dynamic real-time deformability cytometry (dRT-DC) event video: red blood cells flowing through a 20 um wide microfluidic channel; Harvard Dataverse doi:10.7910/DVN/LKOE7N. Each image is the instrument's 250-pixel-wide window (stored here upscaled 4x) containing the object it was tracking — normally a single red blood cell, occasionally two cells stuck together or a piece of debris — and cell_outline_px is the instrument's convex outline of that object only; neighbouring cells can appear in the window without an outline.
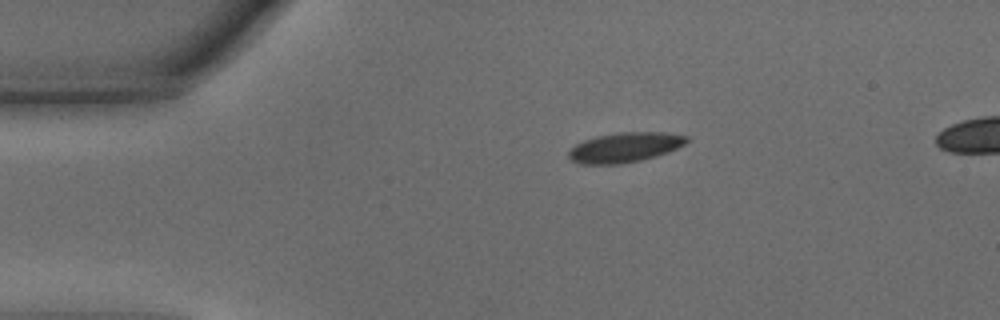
{"species": "common noctule bat (a hibernating species)", "species_latin": "Nyctalus noctula", "temperature_condition": "warm", "stored_images_in_passage": 38, "camera_frame_rate_fps": 3000, "um_per_image_px": 0.085, "animal": {"sex": "male", "body_mass_g": 15.6}, "frame": {"image": 1, "passage_image": 1, "time_ms": 0.0, "image_size_px": [1000, 320], "cell_outline_px": [[688, 140], [684, 144], [668, 152], [656, 156], [640, 160], [620, 164], [580, 164], [572, 160], [568, 156], [568, 152], [576, 144], [584, 140], [596, 136], [620, 132], [664, 132], [688, 136]], "centroid_in_image_um": [53.1, 12.52], "position_along_channel_um": 31.9, "area_um2": 20.4}}
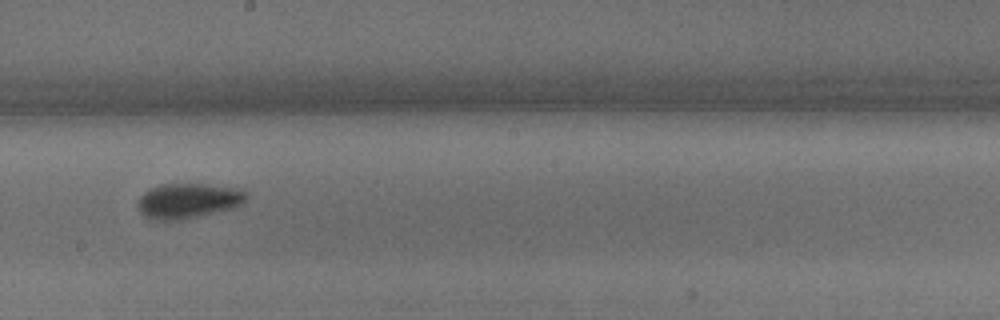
{"frame": {"image": 2, "passage_image": 18, "time_ms": 5.667, "image_size_px": [1000, 320], "cell_outline_px": [[248, 200], [244, 204], [236, 208], [180, 220], [152, 220], [144, 216], [140, 212], [136, 204], [140, 196], [144, 192], [152, 188], [164, 184], [208, 184], [244, 188], [248, 192]], "centroid_in_image_um": [16.08, 17.06], "position_along_channel_um": 232.1, "area_um2": 22.77}}
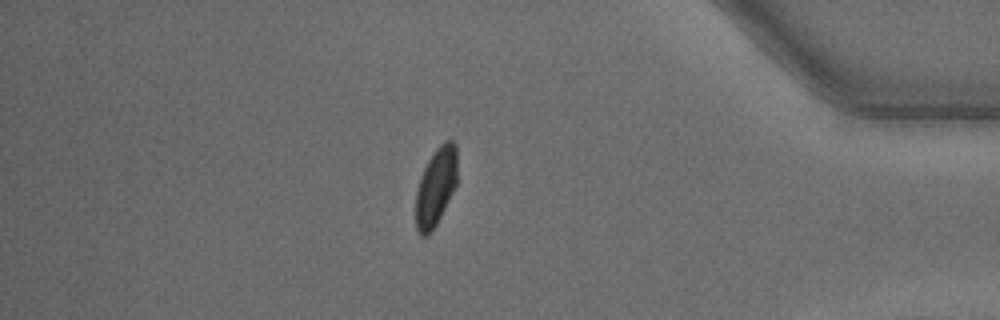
{"frame": {"image": 3, "passage_image": 32, "time_ms": 10.333, "image_size_px": [1000, 320], "cell_outline_px": [[456, 184], [432, 232], [428, 236], [420, 236], [416, 228], [416, 192], [420, 176], [428, 160], [436, 148], [444, 140], [452, 140], [456, 144]], "centroid_in_image_um": [37.02, 15.87], "position_along_channel_um": 398.2, "area_um2": 18.73}}